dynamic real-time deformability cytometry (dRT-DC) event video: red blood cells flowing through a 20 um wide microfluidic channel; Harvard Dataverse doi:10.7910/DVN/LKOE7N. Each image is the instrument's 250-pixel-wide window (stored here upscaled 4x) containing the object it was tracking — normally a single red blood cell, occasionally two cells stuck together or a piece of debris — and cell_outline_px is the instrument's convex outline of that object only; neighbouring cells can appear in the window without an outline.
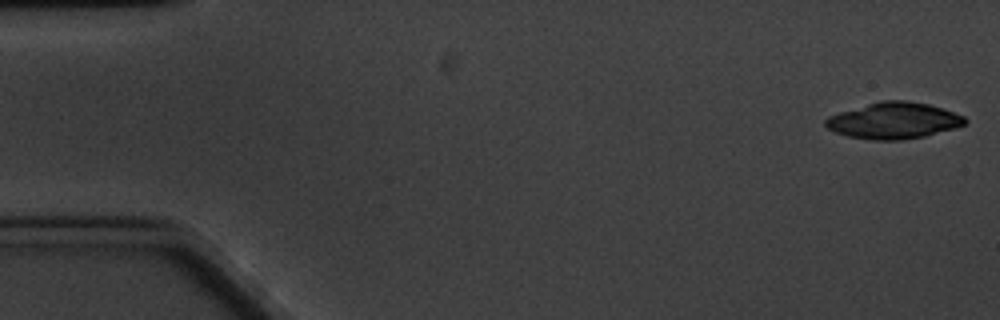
{"species": "common noctule bat (a hibernating species)", "species_latin": "Nyctalus noctula", "temperature_condition": "cold", "stored_images_in_passage": 4, "camera_frame_rate_fps": 3000, "um_per_image_px": 0.085, "animal": {"sex": "male", "body_mass_g": 20.1, "forearm_length_mm": 53.5}, "frame": {"image": 1, "passage_image": 1, "time_ms": 0.0, "image_size_px": [1000, 320], "cell_outline_px": [[968, 120], [964, 124], [952, 128], [924, 136], [900, 140], [872, 140], [848, 136], [836, 132], [828, 128], [824, 124], [824, 120], [828, 116], [840, 112], [880, 100], [908, 100], [928, 104], [964, 116]], "centroid_in_image_um": [75.93, 10.24], "position_along_channel_um": 9.1, "area_um2": 29.19}}